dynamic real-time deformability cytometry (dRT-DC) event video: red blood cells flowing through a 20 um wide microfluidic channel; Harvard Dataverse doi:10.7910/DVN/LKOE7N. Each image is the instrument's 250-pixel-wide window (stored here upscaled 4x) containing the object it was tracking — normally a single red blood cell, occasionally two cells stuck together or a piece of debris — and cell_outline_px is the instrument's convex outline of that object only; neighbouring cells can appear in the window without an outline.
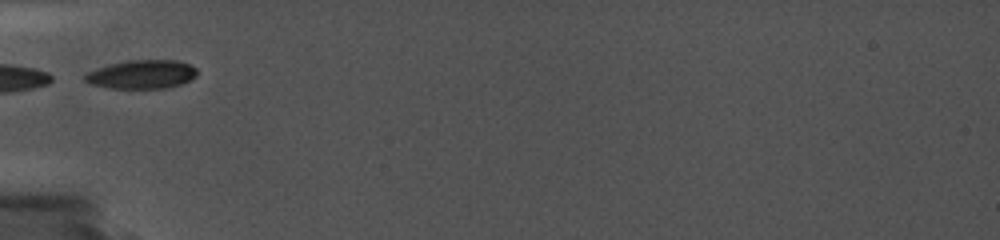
{"species": "common noctule bat (a hibernating species)", "species_latin": "Nyctalus noctula", "temperature_condition": "cold", "stored_images_in_passage": 10, "camera_frame_rate_fps": 5000, "um_per_image_px": 0.085, "animal": {"sex": "female", "body_mass_g": 19.0, "forearm_length_mm": 56.7}, "frame": {"image": 1, "passage_image": 1, "time_ms": 0.0, "image_size_px": [1000, 240], "cell_outline_px": [[196, 76], [180, 84], [168, 88], [112, 88], [92, 84], [84, 80], [84, 76], [88, 72], [108, 64], [124, 60], [176, 60], [188, 64], [196, 68]], "centroid_in_image_um": [12.04, 6.31], "position_along_channel_um": 73.0, "area_um2": 18.61}}